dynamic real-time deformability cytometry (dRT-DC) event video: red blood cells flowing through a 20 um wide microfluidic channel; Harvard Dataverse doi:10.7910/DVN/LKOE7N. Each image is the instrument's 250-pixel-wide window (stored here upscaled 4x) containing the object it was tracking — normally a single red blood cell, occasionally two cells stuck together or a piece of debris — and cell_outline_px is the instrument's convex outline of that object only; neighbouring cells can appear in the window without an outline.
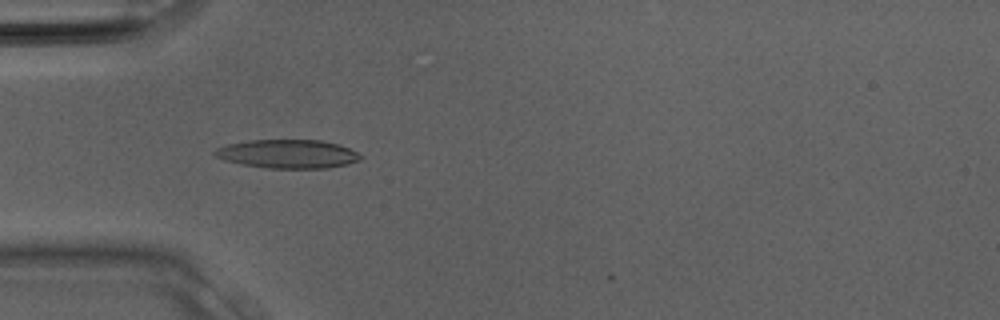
{"species": "Egyptian fruit bat (a non-hibernating species)", "species_latin": "Rousettus aegyptiacus", "temperature_condition": "room temperature", "stored_images_in_passage": 4, "camera_frame_rate_fps": 3000, "um_per_image_px": 0.085, "animal": {"sex": "male"}, "frame": {"image": 1, "passage_image": 2, "time_ms": 0.333, "image_size_px": [1000, 320], "cell_outline_px": [[364, 156], [360, 160], [348, 164], [328, 168], [268, 168], [244, 164], [224, 160], [216, 156], [212, 152], [216, 148], [228, 144], [252, 140], [320, 140], [336, 144], [348, 148]], "centroid_in_image_um": [24.47, 13.08], "position_along_channel_um": 60.5, "area_um2": 24.16}}